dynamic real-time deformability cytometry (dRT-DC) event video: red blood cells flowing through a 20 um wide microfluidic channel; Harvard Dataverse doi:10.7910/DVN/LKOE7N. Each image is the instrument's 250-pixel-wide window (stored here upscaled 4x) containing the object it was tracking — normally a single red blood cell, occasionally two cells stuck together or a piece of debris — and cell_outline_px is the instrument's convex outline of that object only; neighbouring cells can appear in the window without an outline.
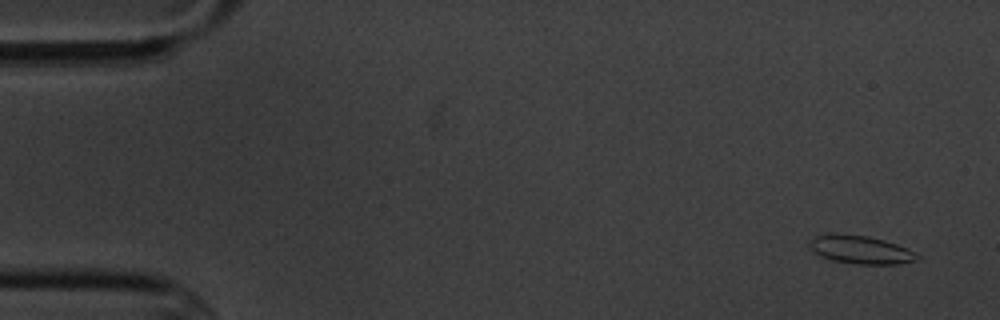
{"species": "common noctule bat (a hibernating species)", "species_latin": "Nyctalus noctula", "temperature_condition": "cold", "stored_images_in_passage": 5, "camera_frame_rate_fps": 3000, "um_per_image_px": 0.085, "animal": {"sex": "male", "body_mass_g": 20.1, "forearm_length_mm": 53.5}, "frame": {"image": 1, "passage_image": 1, "time_ms": 0.0, "image_size_px": [1000, 320], "cell_outline_px": [[920, 260], [896, 264], [856, 264], [832, 260], [820, 256], [808, 248], [808, 240], [816, 236], [832, 232], [868, 236], [884, 240], [896, 244], [916, 252], [920, 256]], "centroid_in_image_um": [73.12, 21.21], "position_along_channel_um": 11.9, "area_um2": 18.03}}